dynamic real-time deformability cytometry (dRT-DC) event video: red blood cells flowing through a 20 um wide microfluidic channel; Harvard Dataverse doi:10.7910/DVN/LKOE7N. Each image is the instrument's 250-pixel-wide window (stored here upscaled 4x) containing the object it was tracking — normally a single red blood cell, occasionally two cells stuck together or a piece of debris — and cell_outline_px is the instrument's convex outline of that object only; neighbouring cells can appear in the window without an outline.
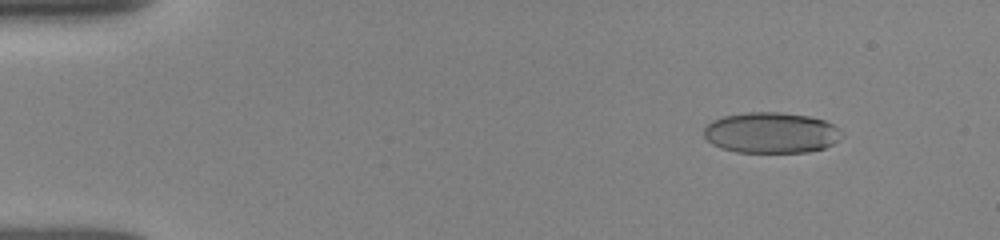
{"species": "human", "species_latin": "Homo sapiens", "temperature_condition": "room temperature", "stored_images_in_passage": 51, "camera_frame_rate_fps": 3000, "um_per_image_px": 0.085, "donor": {"sex": "female"}, "frame": {"image": 1, "passage_image": 6, "time_ms": 1.667, "image_size_px": [1000, 240], "cell_outline_px": [[844, 136], [832, 144], [824, 148], [808, 152], [736, 152], [720, 148], [712, 144], [704, 136], [704, 128], [712, 120], [724, 116], [748, 112], [784, 112], [808, 116], [824, 120], [840, 128]], "centroid_in_image_um": [65.56, 11.28], "position_along_channel_um": 19.4, "area_um2": 33.0}}
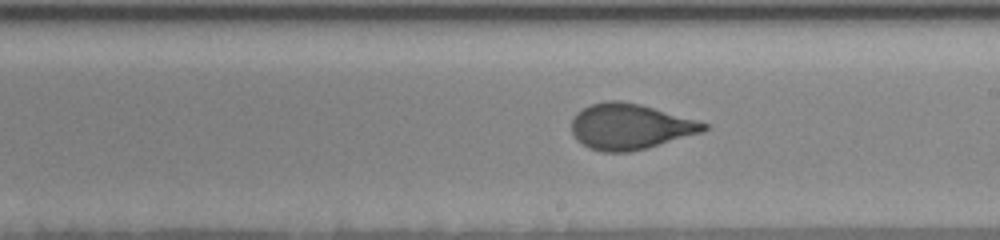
{"frame": {"image": 2, "passage_image": 30, "time_ms": 9.667, "image_size_px": [1000, 240], "cell_outline_px": [[708, 128], [704, 132], [660, 144], [628, 152], [604, 152], [588, 148], [576, 140], [572, 132], [572, 120], [576, 112], [592, 104], [608, 100], [620, 100], [640, 104], [696, 120], [708, 124]], "centroid_in_image_um": [53.53, 10.76], "position_along_channel_um": 235.5, "area_um2": 35.03}}
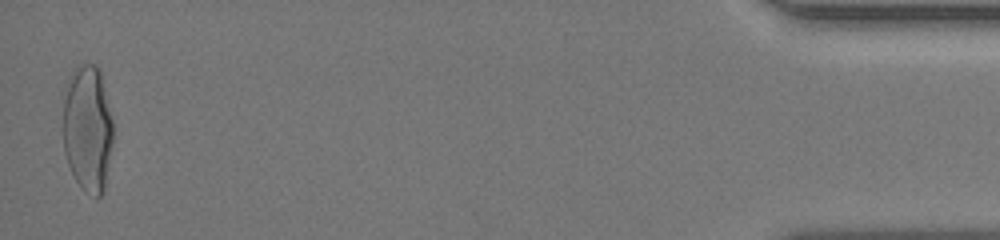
{"frame": {"image": 3, "passage_image": 51, "time_ms": 16.667, "image_size_px": [1000, 240], "cell_outline_px": [[112, 144], [104, 188], [100, 196], [88, 196], [76, 180], [68, 164], [64, 152], [64, 100], [68, 84], [72, 72], [76, 64], [96, 64], [100, 68], [112, 120]], "centroid_in_image_um": [7.46, 10.91], "position_along_channel_um": 427.7, "area_um2": 36.76}, "authors_computed_cell_mechanics": {"area_um2": 34.9112, "velocity_mm_per_s": 3.9371, "shape_relaxation_time_tau1_ms": 6.7753, "shape_relaxation_time_tau2_ms": null, "deformation_change_tau1": 0.2226, "deformation_change_tau2": null}}